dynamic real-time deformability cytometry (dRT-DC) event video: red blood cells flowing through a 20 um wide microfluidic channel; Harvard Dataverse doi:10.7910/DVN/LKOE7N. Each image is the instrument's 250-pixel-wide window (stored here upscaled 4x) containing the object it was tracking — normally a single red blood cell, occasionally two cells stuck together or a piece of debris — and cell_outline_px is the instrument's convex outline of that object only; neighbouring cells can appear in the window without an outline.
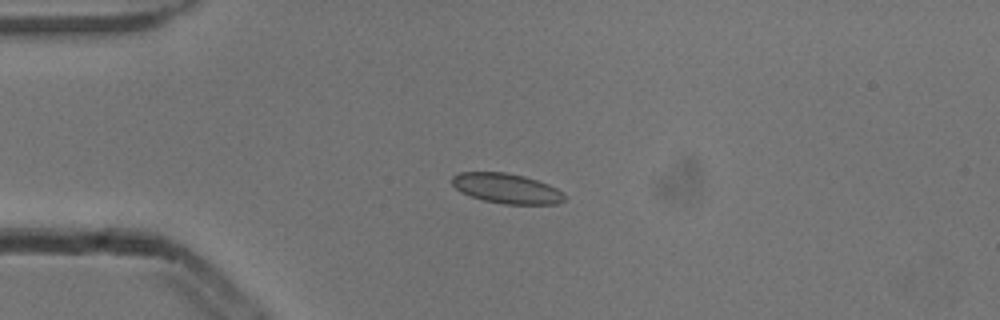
{"species": "common noctule bat (a hibernating species)", "species_latin": "Nyctalus noctula", "temperature_condition": "cold", "stored_images_in_passage": 3, "camera_frame_rate_fps": 3000, "um_per_image_px": 0.085, "animal": {"sex": "male", "body_mass_g": 13.3}, "frame": {"image": 1, "passage_image": 2, "time_ms": 0.333, "image_size_px": [1000, 320], "cell_outline_px": [[564, 200], [556, 204], [504, 204], [484, 200], [460, 192], [452, 184], [452, 176], [460, 172], [504, 172], [524, 176], [548, 184], [556, 188], [564, 196]], "centroid_in_image_um": [43.03, 16.01], "position_along_channel_um": 42.0, "area_um2": 19.42}}